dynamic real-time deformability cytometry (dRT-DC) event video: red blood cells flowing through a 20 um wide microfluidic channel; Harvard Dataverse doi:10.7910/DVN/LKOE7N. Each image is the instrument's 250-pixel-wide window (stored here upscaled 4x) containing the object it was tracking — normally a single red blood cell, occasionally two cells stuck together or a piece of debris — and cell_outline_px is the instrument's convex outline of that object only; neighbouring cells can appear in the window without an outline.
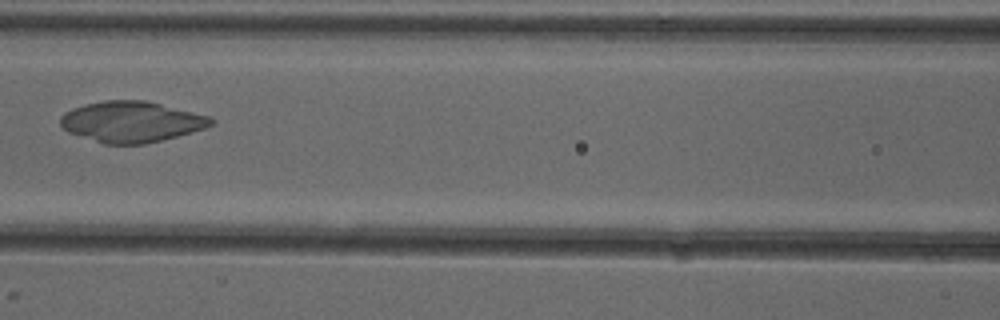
{"species": "common noctule bat (a hibernating species)", "species_latin": "Nyctalus noctula", "temperature_condition": "cold", "stored_images_in_passage": 7, "camera_frame_rate_fps": 3000, "um_per_image_px": 0.085, "animal": {"sex": "female"}, "frame": {"image": 1, "passage_image": 7, "time_ms": 7.0, "image_size_px": [1000, 320], "cell_outline_px": [[216, 120], [212, 124], [204, 128], [192, 132], [144, 144], [104, 144], [68, 132], [60, 124], [60, 116], [64, 112], [72, 108], [84, 104], [104, 100], [144, 100], [212, 116]], "centroid_in_image_um": [11.16, 10.34], "position_along_channel_um": 155.4, "area_um2": 35.89}}